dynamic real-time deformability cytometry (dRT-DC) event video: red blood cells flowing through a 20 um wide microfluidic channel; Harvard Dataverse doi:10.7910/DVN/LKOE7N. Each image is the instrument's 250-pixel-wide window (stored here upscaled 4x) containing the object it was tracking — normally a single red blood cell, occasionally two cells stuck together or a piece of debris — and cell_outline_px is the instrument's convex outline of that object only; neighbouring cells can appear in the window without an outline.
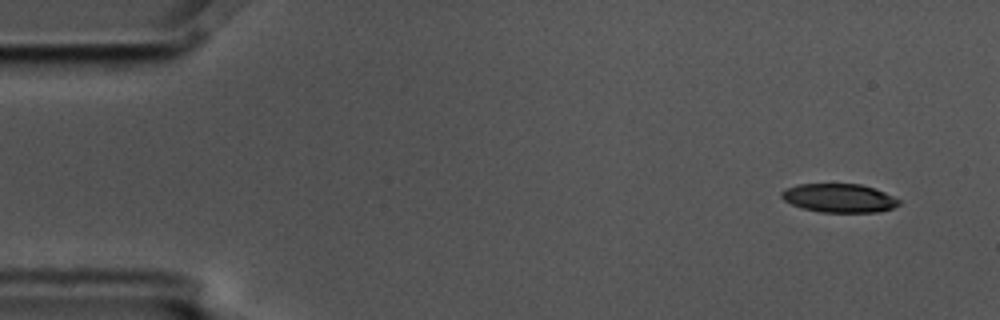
{"species": "common noctule bat (a hibernating species)", "species_latin": "Nyctalus noctula", "temperature_condition": "cold", "stored_images_in_passage": 10, "camera_frame_rate_fps": 3000, "um_per_image_px": 0.085, "animal": {"sex": "male", "body_mass_g": 17.5, "forearm_length_mm": 52.3}, "frame": {"image": 1, "passage_image": 1, "time_ms": 0.0, "image_size_px": [1000, 320], "cell_outline_px": [[900, 204], [892, 208], [876, 212], [820, 212], [800, 208], [784, 200], [780, 196], [780, 192], [784, 188], [796, 184], [860, 184], [884, 192], [900, 200]], "centroid_in_image_um": [71.27, 16.83], "position_along_channel_um": 13.7, "area_um2": 19.65}}
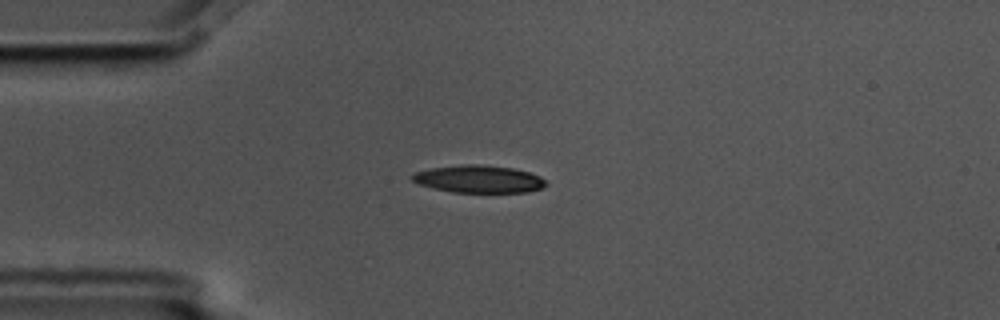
{"frame": {"image": 2, "passage_image": 4, "time_ms": 1.0, "image_size_px": [1000, 320], "cell_outline_px": [[548, 184], [544, 188], [528, 192], [452, 192], [420, 184], [412, 180], [408, 176], [412, 172], [432, 168], [460, 164], [480, 164], [512, 168], [528, 172], [540, 176]], "centroid_in_image_um": [40.69, 15.21], "position_along_channel_um": 44.3, "area_um2": 21.5}}
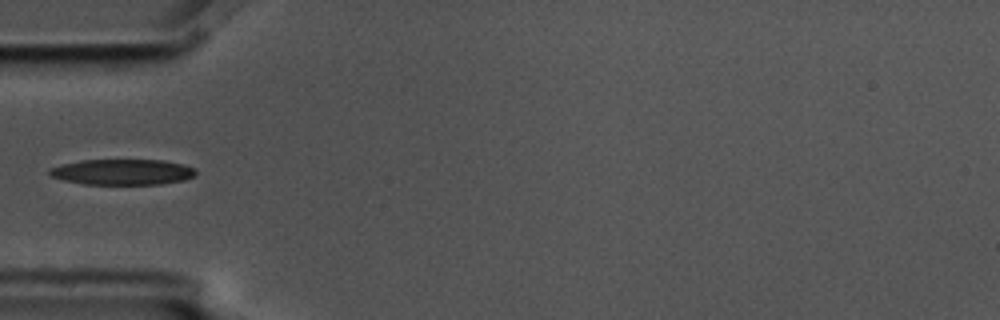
{"frame": {"image": 3, "passage_image": 5, "time_ms": 1.333, "image_size_px": [1000, 320], "cell_outline_px": [[196, 176], [184, 180], [160, 184], [84, 184], [64, 180], [52, 176], [48, 172], [48, 168], [80, 160], [164, 160], [184, 164], [196, 168]], "centroid_in_image_um": [10.45, 14.61], "position_along_channel_um": 74.5, "area_um2": 21.96}}